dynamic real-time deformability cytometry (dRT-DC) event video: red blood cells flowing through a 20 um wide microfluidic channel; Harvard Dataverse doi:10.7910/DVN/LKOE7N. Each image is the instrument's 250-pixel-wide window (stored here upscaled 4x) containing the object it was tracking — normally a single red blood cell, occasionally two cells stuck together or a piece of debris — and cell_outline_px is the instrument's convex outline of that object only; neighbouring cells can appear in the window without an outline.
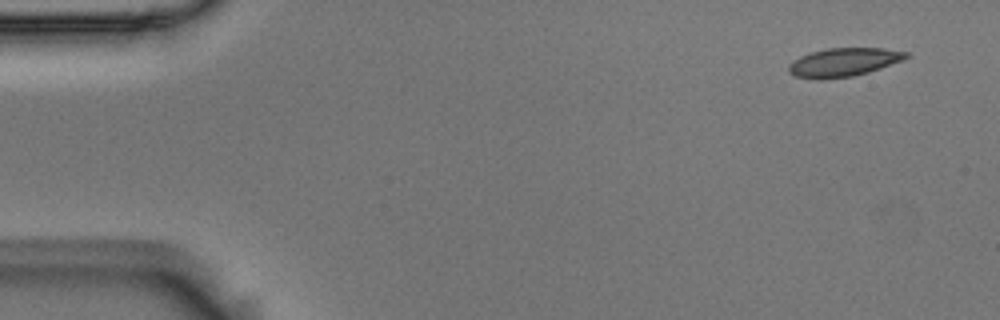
{"species": "Egyptian fruit bat (a non-hibernating species)", "species_latin": "Rousettus aegyptiacus", "temperature_condition": "room temperature", "stored_images_in_passage": 7, "camera_frame_rate_fps": 3000, "um_per_image_px": 0.085, "animal": {"sex": "male"}, "frame": {"image": 1, "passage_image": 1, "time_ms": 0.0, "image_size_px": [1000, 320], "cell_outline_px": [[912, 56], [904, 60], [868, 72], [852, 76], [820, 80], [816, 80], [796, 76], [788, 72], [788, 64], [800, 56], [812, 52], [828, 48], [884, 48], [912, 52]], "centroid_in_image_um": [71.75, 5.29], "position_along_channel_um": 13.2, "area_um2": 19.77}}
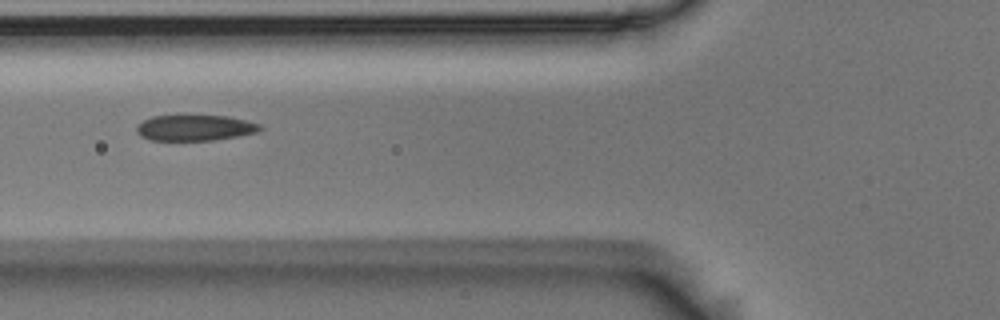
{"frame": {"image": 2, "passage_image": 6, "time_ms": 1.667, "image_size_px": [1000, 320], "cell_outline_px": [[264, 128], [260, 132], [240, 136], [212, 140], [148, 140], [140, 136], [136, 132], [136, 128], [144, 120], [152, 116], [228, 116], [260, 124]], "centroid_in_image_um": [16.6, 10.87], "position_along_channel_um": 109.2, "area_um2": 18.55}}
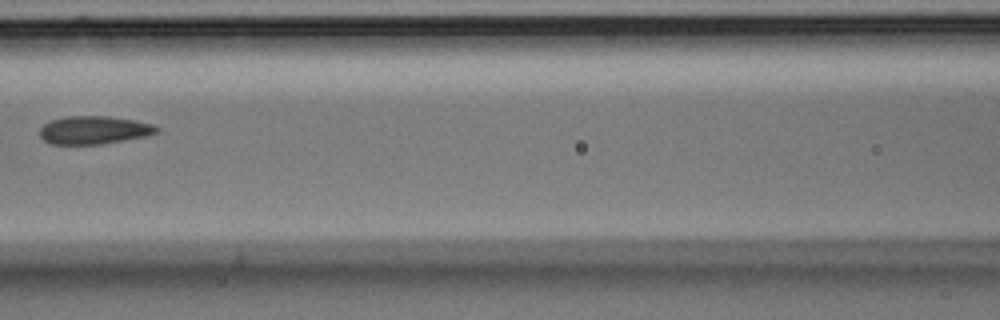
{"frame": {"image": 3, "passage_image": 7, "time_ms": 2.0, "image_size_px": [1000, 320], "cell_outline_px": [[160, 132], [148, 136], [100, 144], [48, 144], [40, 136], [40, 128], [44, 124], [52, 120], [68, 116], [108, 116], [136, 120], [152, 124], [160, 128]], "centroid_in_image_um": [8.02, 11.05], "position_along_channel_um": 158.6, "area_um2": 19.25}}